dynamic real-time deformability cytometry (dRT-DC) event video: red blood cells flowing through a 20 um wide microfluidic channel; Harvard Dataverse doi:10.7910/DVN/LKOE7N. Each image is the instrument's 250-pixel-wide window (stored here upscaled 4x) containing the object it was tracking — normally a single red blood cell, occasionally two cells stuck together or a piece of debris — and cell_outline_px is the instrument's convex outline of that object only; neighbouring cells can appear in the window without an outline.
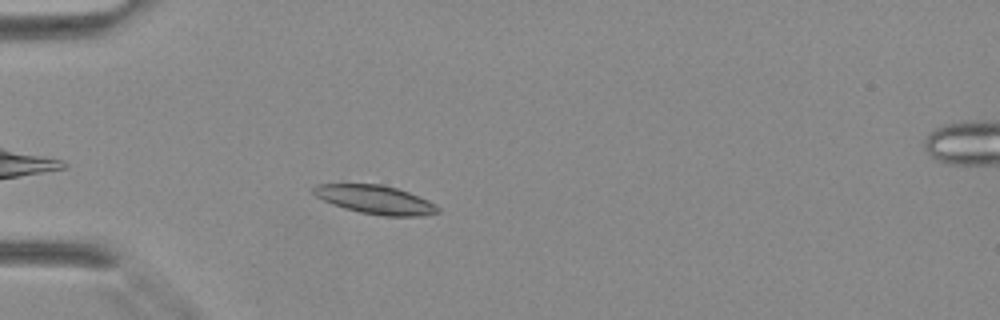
{"species": "Egyptian fruit bat (a non-hibernating species)", "species_latin": "Rousettus aegyptiacus", "temperature_condition": "warm", "stored_images_in_passage": 33, "camera_frame_rate_fps": 3000, "um_per_image_px": 0.085, "animal": {"sex": "female"}, "frame": {"image": 1, "passage_image": 3, "time_ms": 0.667, "image_size_px": [1000, 320], "cell_outline_px": [[440, 212], [424, 216], [384, 216], [360, 212], [344, 208], [332, 204], [316, 196], [308, 188], [316, 184], [380, 184], [396, 188], [408, 192], [428, 200], [436, 204], [440, 208]], "centroid_in_image_um": [31.89, 16.97], "position_along_channel_um": 53.1, "area_um2": 20.87}}
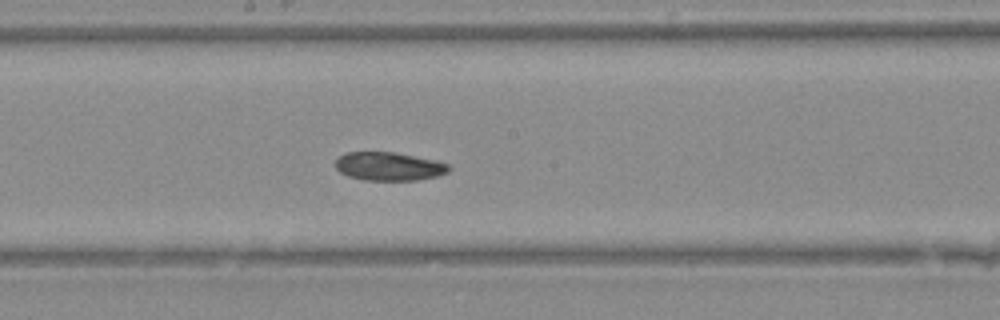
{"frame": {"image": 2, "passage_image": 14, "time_ms": 4.333, "image_size_px": [1000, 320], "cell_outline_px": [[452, 168], [448, 172], [436, 176], [416, 180], [364, 180], [348, 176], [340, 172], [336, 168], [336, 160], [340, 156], [348, 152], [396, 152], [436, 160], [448, 164]], "centroid_in_image_um": [33.08, 14.14], "position_along_channel_um": 215.1, "area_um2": 18.79}}
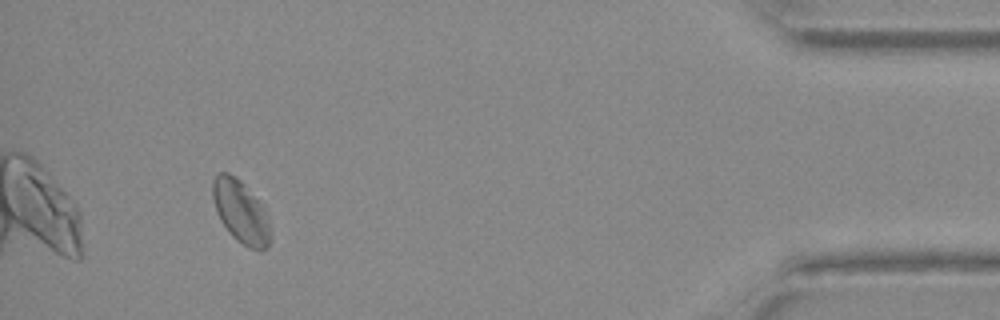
{"frame": {"image": 3, "passage_image": 30, "time_ms": 9.667, "image_size_px": [1000, 320], "cell_outline_px": [[272, 232], [268, 248], [260, 252], [248, 248], [236, 240], [228, 232], [220, 220], [216, 212], [212, 196], [212, 180], [220, 172], [228, 172], [240, 180], [264, 204], [268, 216]], "centroid_in_image_um": [20.51, 18.03], "position_along_channel_um": 414.7, "area_um2": 21.85}}